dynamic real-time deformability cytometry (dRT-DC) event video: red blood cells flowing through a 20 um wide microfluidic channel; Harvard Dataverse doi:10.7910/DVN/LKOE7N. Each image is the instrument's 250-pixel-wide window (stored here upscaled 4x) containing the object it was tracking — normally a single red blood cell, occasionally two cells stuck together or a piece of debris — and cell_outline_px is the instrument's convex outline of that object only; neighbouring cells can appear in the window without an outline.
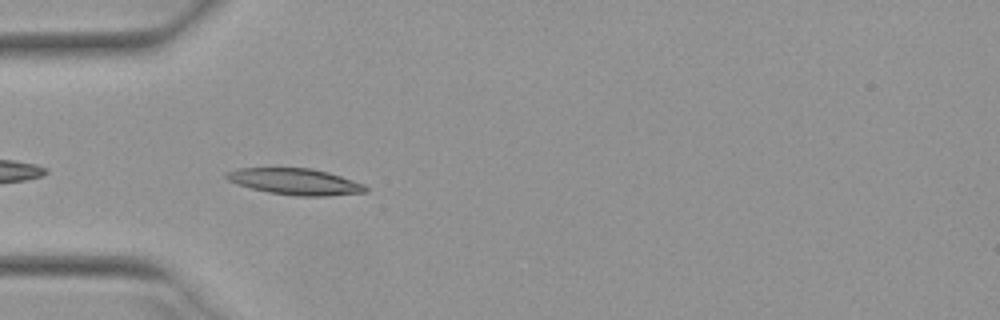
{"species": "Egyptian fruit bat (a non-hibernating species)", "species_latin": "Rousettus aegyptiacus", "temperature_condition": "warm", "stored_images_in_passage": 7, "camera_frame_rate_fps": 3000, "um_per_image_px": 0.085, "animal": {"sex": "female"}, "frame": {"image": 1, "passage_image": 3, "time_ms": 0.667, "image_size_px": [1000, 320], "cell_outline_px": [[368, 192], [328, 196], [296, 196], [268, 192], [236, 184], [228, 180], [224, 176], [224, 172], [236, 168], [312, 168], [328, 172], [364, 184], [368, 188]], "centroid_in_image_um": [25.07, 15.43], "position_along_channel_um": 59.9, "area_um2": 21.44}}